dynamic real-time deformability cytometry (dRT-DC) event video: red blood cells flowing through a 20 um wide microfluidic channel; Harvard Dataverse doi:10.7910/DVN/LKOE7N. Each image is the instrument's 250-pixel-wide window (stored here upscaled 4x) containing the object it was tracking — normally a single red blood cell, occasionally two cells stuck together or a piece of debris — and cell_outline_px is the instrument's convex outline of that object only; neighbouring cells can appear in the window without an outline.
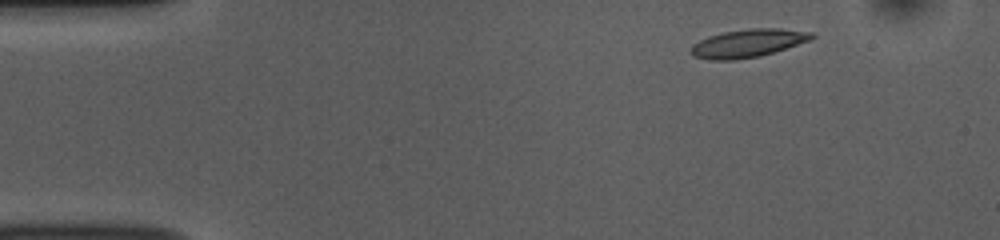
{"species": "common noctule bat (a hibernating species)", "species_latin": "Nyctalus noctula", "temperature_condition": "room temperature", "stored_images_in_passage": 50, "camera_frame_rate_fps": 3000, "um_per_image_px": 0.085, "animal": {"sex": "female", "body_mass_g": 10.0, "forearm_length_mm": 53.1}, "frame": {"image": 1, "passage_image": 4, "time_ms": 1.0, "image_size_px": [1000, 240], "cell_outline_px": [[816, 36], [812, 40], [760, 56], [736, 60], [708, 60], [692, 56], [688, 52], [692, 44], [708, 36], [724, 32], [748, 28], [780, 28], [812, 32]], "centroid_in_image_um": [63.55, 3.68], "position_along_channel_um": 21.4, "area_um2": 20.06}}
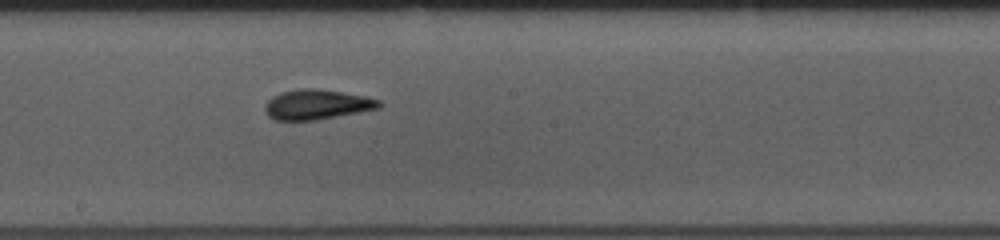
{"frame": {"image": 2, "passage_image": 26, "time_ms": 8.333, "image_size_px": [1000, 240], "cell_outline_px": [[384, 104], [380, 108], [316, 120], [276, 120], [268, 116], [264, 112], [264, 104], [272, 96], [280, 92], [300, 88], [312, 88], [368, 96], [380, 100]], "centroid_in_image_um": [26.93, 8.88], "position_along_channel_um": 221.3, "area_um2": 20.06}}
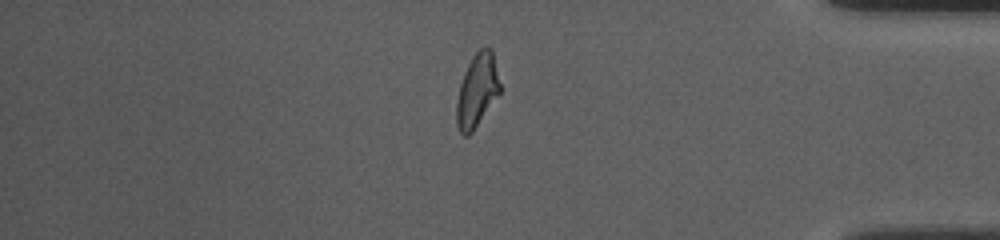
{"frame": {"image": 3, "passage_image": 42, "time_ms": 13.667, "image_size_px": [1000, 240], "cell_outline_px": [[500, 92], [472, 132], [468, 136], [464, 136], [460, 132], [456, 124], [456, 104], [460, 84], [464, 72], [472, 56], [480, 48], [492, 48], [500, 84]], "centroid_in_image_um": [40.54, 7.69], "position_along_channel_um": 394.7, "area_um2": 18.38}, "authors_computed_cell_mechanics": {"area_um2": 19.3052, "velocity_mm_per_s": 3.7783, "shape_relaxation_time_tau1_ms": 5.6241, "shape_relaxation_time_tau2_ms": 2.4193, "deformation_change_tau1": 0.1616, "deformation_change_tau2": 0.1009}}